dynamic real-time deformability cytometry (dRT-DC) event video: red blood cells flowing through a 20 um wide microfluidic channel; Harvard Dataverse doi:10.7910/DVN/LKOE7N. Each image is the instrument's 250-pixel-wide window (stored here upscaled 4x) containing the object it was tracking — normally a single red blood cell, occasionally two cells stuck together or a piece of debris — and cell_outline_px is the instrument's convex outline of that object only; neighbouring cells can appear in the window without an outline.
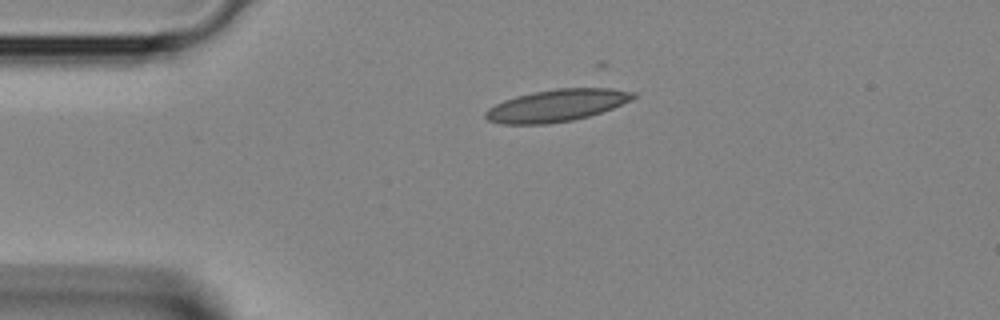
{"species": "Egyptian fruit bat (a non-hibernating species)", "species_latin": "Rousettus aegyptiacus", "temperature_condition": "room temperature", "stored_images_in_passage": 1, "camera_frame_rate_fps": 3000, "um_per_image_px": 0.085, "animal": {"sex": "female"}, "frame": {"image": 1, "passage_image": 1, "time_ms": 0.0, "image_size_px": [1000, 320], "cell_outline_px": [[636, 96], [632, 100], [612, 108], [588, 116], [572, 120], [548, 124], [500, 124], [488, 120], [484, 116], [484, 112], [488, 108], [504, 100], [516, 96], [532, 92], [556, 88], [596, 84], [600, 84], [636, 92]], "centroid_in_image_um": [47.42, 8.9], "position_along_channel_um": 37.6, "area_um2": 28.73}}